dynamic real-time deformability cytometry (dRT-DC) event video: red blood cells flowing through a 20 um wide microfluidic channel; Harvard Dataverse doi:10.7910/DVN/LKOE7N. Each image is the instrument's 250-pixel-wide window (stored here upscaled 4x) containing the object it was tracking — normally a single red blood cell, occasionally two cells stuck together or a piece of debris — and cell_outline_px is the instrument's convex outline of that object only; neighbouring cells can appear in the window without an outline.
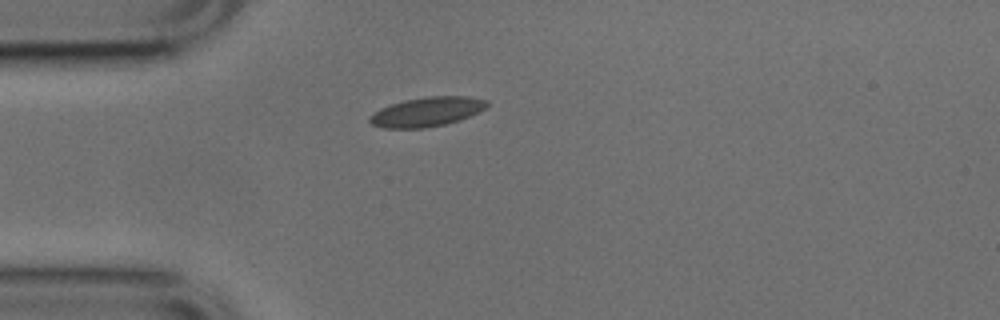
{"species": "common noctule bat (a hibernating species)", "species_latin": "Nyctalus noctula", "temperature_condition": "cold", "stored_images_in_passage": 36, "camera_frame_rate_fps": 3000, "um_per_image_px": 0.085, "animal": {"sex": "male", "body_mass_g": 17.9, "forearm_length_mm": 54.2}, "frame": {"image": 1, "passage_image": 1, "time_ms": 0.0, "image_size_px": [1000, 320], "cell_outline_px": [[488, 104], [484, 108], [460, 120], [444, 124], [424, 128], [384, 128], [372, 124], [368, 120], [368, 116], [372, 112], [380, 108], [404, 100], [428, 96], [468, 96], [488, 100]], "centroid_in_image_um": [36.24, 9.5], "position_along_channel_um": 48.8, "area_um2": 20.0}}
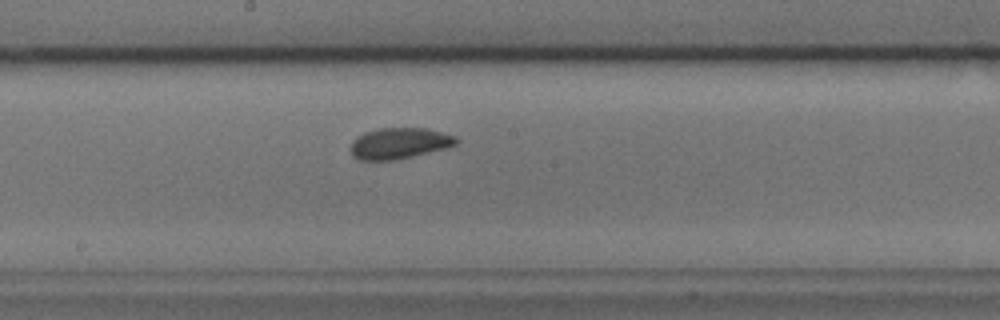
{"frame": {"image": 2, "passage_image": 15, "time_ms": 4.667, "image_size_px": [1000, 320], "cell_outline_px": [[460, 140], [456, 144], [448, 148], [412, 156], [392, 160], [360, 160], [352, 156], [352, 140], [356, 136], [364, 132], [380, 128], [428, 128], [456, 136]], "centroid_in_image_um": [33.97, 12.17], "position_along_channel_um": 214.2, "area_um2": 19.19}}
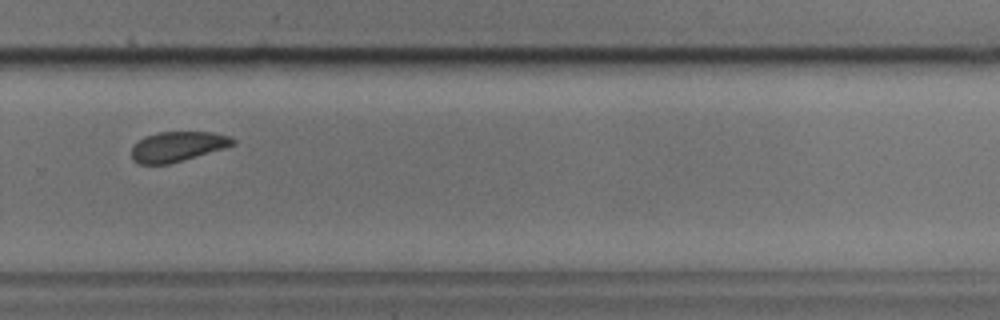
{"frame": {"image": 3, "passage_image": 23, "time_ms": 7.333, "image_size_px": [1000, 320], "cell_outline_px": [[236, 144], [224, 148], [168, 164], [136, 164], [132, 160], [132, 148], [144, 136], [156, 132], [212, 132], [228, 136], [236, 140]], "centroid_in_image_um": [15.07, 12.45], "position_along_channel_um": 314.7, "area_um2": 17.57}, "authors_computed_cell_mechanics": {"area_um2": 18.6405, "velocity_mm_per_s": 3.7853, "shape_relaxation_time_tau1_ms": null, "shape_relaxation_time_tau2_ms": 1.776, "deformation_change_tau1": null, "deformation_change_tau2": 0.0482}}